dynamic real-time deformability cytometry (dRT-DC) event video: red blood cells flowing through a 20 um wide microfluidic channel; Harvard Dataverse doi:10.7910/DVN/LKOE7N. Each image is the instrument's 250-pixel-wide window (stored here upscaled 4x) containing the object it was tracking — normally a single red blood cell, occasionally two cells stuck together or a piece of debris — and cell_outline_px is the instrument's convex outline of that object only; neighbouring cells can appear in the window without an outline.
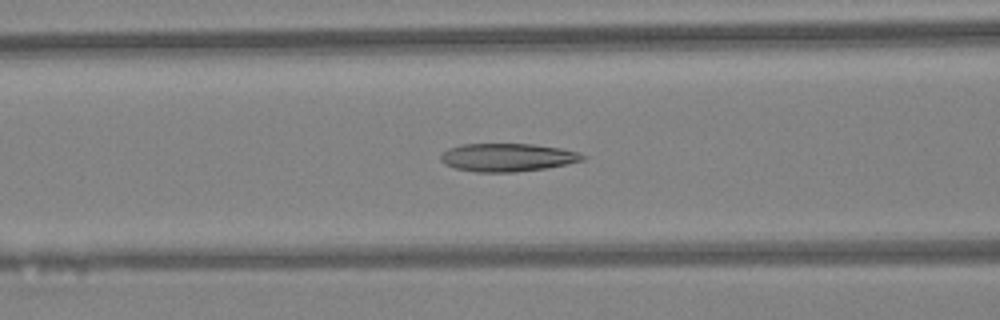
{"species": "Egyptian fruit bat (a non-hibernating species)", "species_latin": "Rousettus aegyptiacus", "temperature_condition": "warm", "stored_images_in_passage": 48, "camera_frame_rate_fps": 3000, "um_per_image_px": 0.085, "animal": {"sex": "female"}, "frame": {"image": 1, "passage_image": 20, "time_ms": 6.333, "image_size_px": [1000, 320], "cell_outline_px": [[588, 156], [584, 160], [548, 168], [516, 172], [476, 172], [456, 168], [444, 164], [440, 160], [440, 156], [448, 148], [460, 144], [532, 144], [560, 148], [580, 152]], "centroid_in_image_um": [43.16, 13.38], "position_along_channel_um": 123.4, "area_um2": 23.41}}
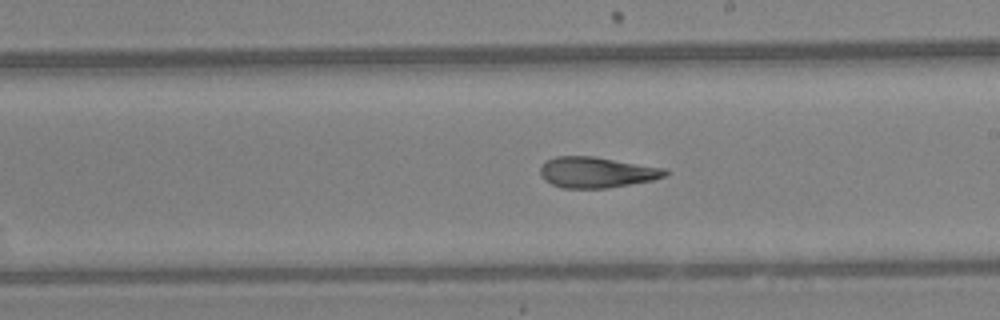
{"frame": {"image": 2, "passage_image": 28, "time_ms": 9.0, "image_size_px": [1000, 320], "cell_outline_px": [[672, 172], [668, 176], [652, 180], [608, 188], [560, 188], [544, 180], [540, 176], [540, 168], [548, 160], [556, 156], [596, 156], [668, 168]], "centroid_in_image_um": [50.79, 14.64], "position_along_channel_um": 238.2, "area_um2": 22.83}}
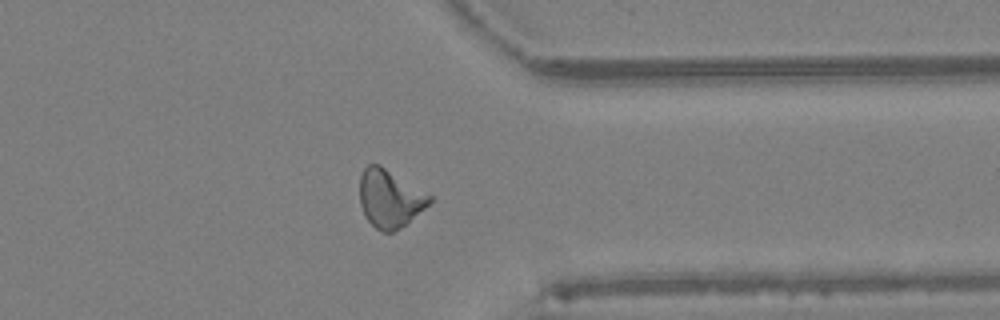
{"frame": {"image": 3, "passage_image": 38, "time_ms": 12.333, "image_size_px": [1000, 320], "cell_outline_px": [[436, 196], [424, 208], [400, 228], [392, 232], [380, 232], [364, 216], [360, 204], [360, 176], [364, 168], [368, 164], [380, 164]], "centroid_in_image_um": [33.15, 16.84], "position_along_channel_um": 378.2, "area_um2": 23.87}, "authors_computed_cell_mechanics": {"area_um2": 23.4379, "velocity_mm_per_s": 4.3337, "shape_relaxation_time_tau1_ms": null, "shape_relaxation_time_tau2_ms": 2.7033, "deformation_change_tau1": null, "deformation_change_tau2": 0.1145}}